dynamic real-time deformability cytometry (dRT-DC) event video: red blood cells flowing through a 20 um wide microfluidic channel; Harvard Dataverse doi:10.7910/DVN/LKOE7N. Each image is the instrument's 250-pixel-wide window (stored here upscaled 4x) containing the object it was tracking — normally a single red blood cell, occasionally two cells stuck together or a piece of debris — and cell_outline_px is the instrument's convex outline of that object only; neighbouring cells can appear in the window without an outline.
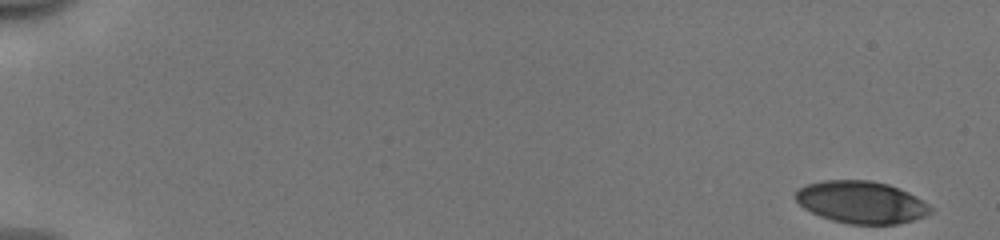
{"species": "human", "species_latin": "Homo sapiens", "temperature_condition": "cold", "stored_images_in_passage": 52, "camera_frame_rate_fps": 3000, "um_per_image_px": 0.085, "donor": {"sex": "male"}, "frame": {"image": 1, "passage_image": 1, "time_ms": 0.0, "image_size_px": [1000, 240], "cell_outline_px": [[932, 212], [924, 216], [912, 220], [896, 224], [848, 224], [832, 220], [820, 216], [804, 208], [792, 196], [800, 188], [808, 184], [824, 180], [868, 180], [888, 184], [900, 188], [908, 192], [928, 204], [932, 208]], "centroid_in_image_um": [73.2, 17.19], "position_along_channel_um": 11.8, "area_um2": 33.12}}
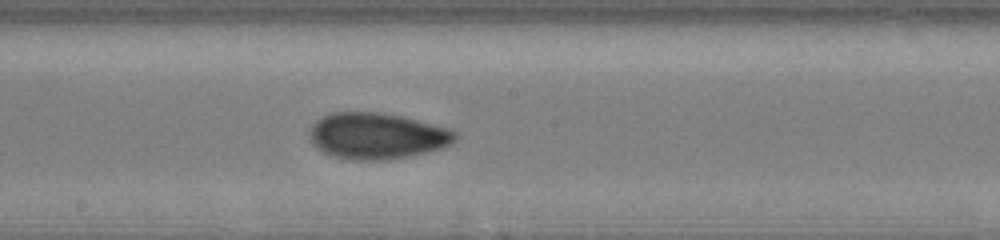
{"frame": {"image": 2, "passage_image": 30, "time_ms": 9.667, "image_size_px": [1000, 240], "cell_outline_px": [[456, 140], [452, 144], [440, 148], [408, 156], [384, 160], [352, 160], [336, 156], [324, 152], [312, 144], [308, 132], [308, 128], [320, 116], [332, 112], [380, 112], [404, 116], [448, 128], [456, 132]], "centroid_in_image_um": [32.0, 11.53], "position_along_channel_um": 216.2, "area_um2": 39.36}}
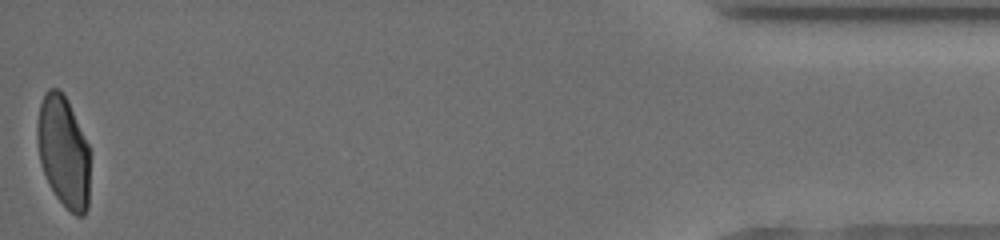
{"frame": {"image": 3, "passage_image": 52, "time_ms": 17.0, "image_size_px": [1000, 240], "cell_outline_px": [[88, 208], [84, 216], [76, 216], [56, 196], [40, 164], [36, 140], [36, 128], [40, 104], [44, 92], [48, 88], [56, 88], [68, 100], [88, 144]], "centroid_in_image_um": [5.37, 12.86], "position_along_channel_um": 429.8, "area_um2": 33.93}, "authors_computed_cell_mechanics": {"area_um2": 36.0383, "velocity_mm_per_s": 3.9715, "shape_relaxation_time_tau1_ms": 4.8312, "shape_relaxation_time_tau2_ms": 1.2798, "deformation_change_tau1": 0.1598, "deformation_change_tau2": 0.0582}}